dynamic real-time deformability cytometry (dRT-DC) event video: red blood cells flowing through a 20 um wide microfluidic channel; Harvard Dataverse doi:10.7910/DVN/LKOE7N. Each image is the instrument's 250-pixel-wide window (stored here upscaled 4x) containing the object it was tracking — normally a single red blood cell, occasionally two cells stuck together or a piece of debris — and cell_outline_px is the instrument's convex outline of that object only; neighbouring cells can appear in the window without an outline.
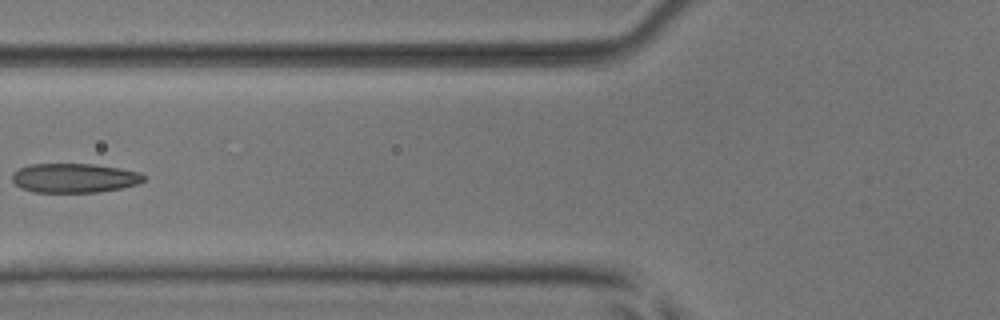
{"species": "common noctule bat (a hibernating species)", "species_latin": "Nyctalus noctula", "temperature_condition": "room temperature", "stored_images_in_passage": 6, "camera_frame_rate_fps": 3000, "um_per_image_px": 0.085, "animal": {"sex": "male", "body_mass_g": 17.9, "forearm_length_mm": 54.2}, "frame": {"image": 1, "passage_image": 5, "time_ms": 4.667, "image_size_px": [1000, 320], "cell_outline_px": [[148, 176], [140, 184], [100, 192], [32, 192], [20, 188], [12, 180], [12, 172], [28, 164], [92, 164], [120, 168], [140, 172]], "centroid_in_image_um": [6.34, 15.13], "position_along_channel_um": 119.5, "area_um2": 22.72}}
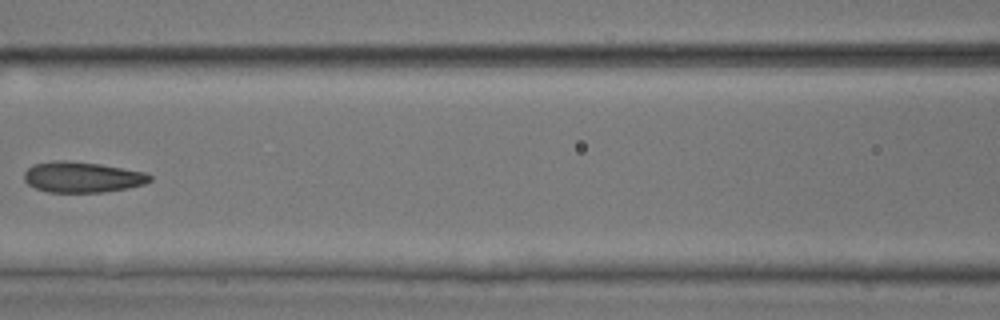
{"frame": {"image": 2, "passage_image": 6, "time_ms": 5.667, "image_size_px": [1000, 320], "cell_outline_px": [[152, 180], [144, 184], [128, 188], [104, 192], [48, 192], [36, 188], [28, 184], [24, 180], [24, 172], [32, 164], [56, 160], [68, 160], [100, 164], [144, 172], [152, 176]], "centroid_in_image_um": [6.97, 15.05], "position_along_channel_um": 159.6, "area_um2": 22.54}}